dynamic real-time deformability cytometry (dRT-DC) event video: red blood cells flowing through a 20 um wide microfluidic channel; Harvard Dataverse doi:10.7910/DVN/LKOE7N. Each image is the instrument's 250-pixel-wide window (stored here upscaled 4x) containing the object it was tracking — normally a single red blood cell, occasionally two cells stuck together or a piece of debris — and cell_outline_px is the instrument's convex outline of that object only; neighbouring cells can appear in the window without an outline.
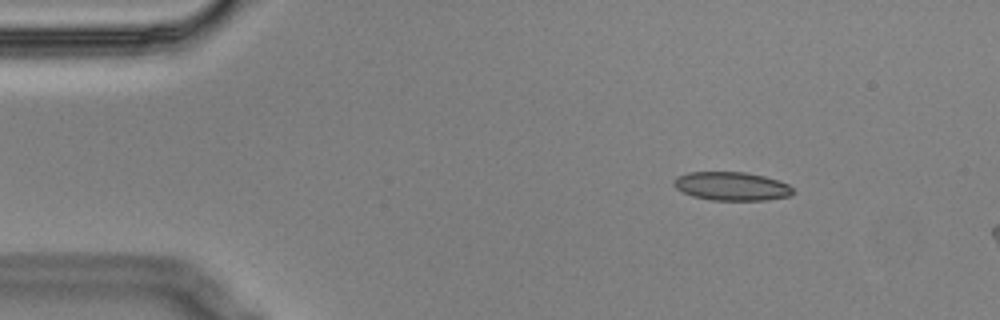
{"species": "Egyptian fruit bat (a non-hibernating species)", "species_latin": "Rousettus aegyptiacus", "temperature_condition": "cold", "stored_images_in_passage": 4, "camera_frame_rate_fps": 3000, "um_per_image_px": 0.085, "animal": {"sex": "male"}, "frame": {"image": 1, "passage_image": 2, "time_ms": 0.333, "image_size_px": [1000, 320], "cell_outline_px": [[792, 196], [768, 200], [712, 200], [692, 196], [676, 188], [672, 184], [672, 180], [676, 176], [688, 172], [744, 172], [764, 176], [788, 184], [792, 188]], "centroid_in_image_um": [62.16, 15.83], "position_along_channel_um": 22.8, "area_um2": 19.88}}